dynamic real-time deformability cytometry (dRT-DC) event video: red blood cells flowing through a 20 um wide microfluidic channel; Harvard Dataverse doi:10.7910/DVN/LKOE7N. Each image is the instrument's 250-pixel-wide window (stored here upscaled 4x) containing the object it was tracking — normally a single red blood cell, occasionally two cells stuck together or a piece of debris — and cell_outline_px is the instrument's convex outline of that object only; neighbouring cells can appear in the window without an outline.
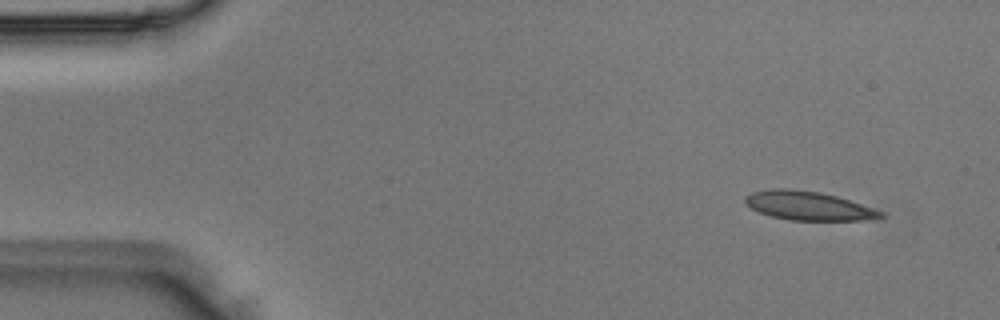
{"species": "Egyptian fruit bat (a non-hibernating species)", "species_latin": "Rousettus aegyptiacus", "temperature_condition": "room temperature", "stored_images_in_passage": 4, "camera_frame_rate_fps": 3000, "um_per_image_px": 0.085, "animal": {"sex": "male"}, "frame": {"image": 1, "passage_image": 1, "time_ms": 0.0, "image_size_px": [1000, 320], "cell_outline_px": [[884, 216], [864, 220], [788, 220], [772, 216], [760, 212], [752, 208], [744, 200], [744, 196], [752, 192], [772, 188], [788, 188], [820, 192], [836, 196], [884, 212]], "centroid_in_image_um": [68.68, 17.48], "position_along_channel_um": 16.3, "area_um2": 22.48}}
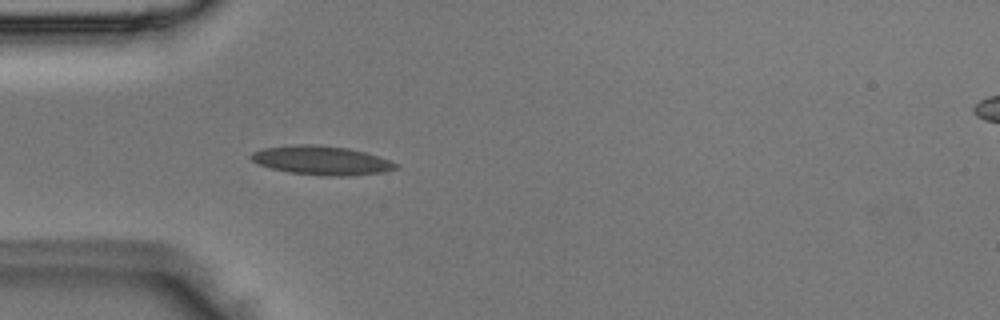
{"frame": {"image": 2, "passage_image": 3, "time_ms": 0.667, "image_size_px": [1000, 320], "cell_outline_px": [[400, 168], [384, 172], [340, 176], [328, 176], [288, 172], [272, 168], [260, 164], [252, 160], [248, 156], [252, 152], [264, 148], [292, 144], [312, 144], [348, 148], [364, 152], [400, 164]], "centroid_in_image_um": [27.33, 13.63], "position_along_channel_um": 57.7, "area_um2": 24.28}}